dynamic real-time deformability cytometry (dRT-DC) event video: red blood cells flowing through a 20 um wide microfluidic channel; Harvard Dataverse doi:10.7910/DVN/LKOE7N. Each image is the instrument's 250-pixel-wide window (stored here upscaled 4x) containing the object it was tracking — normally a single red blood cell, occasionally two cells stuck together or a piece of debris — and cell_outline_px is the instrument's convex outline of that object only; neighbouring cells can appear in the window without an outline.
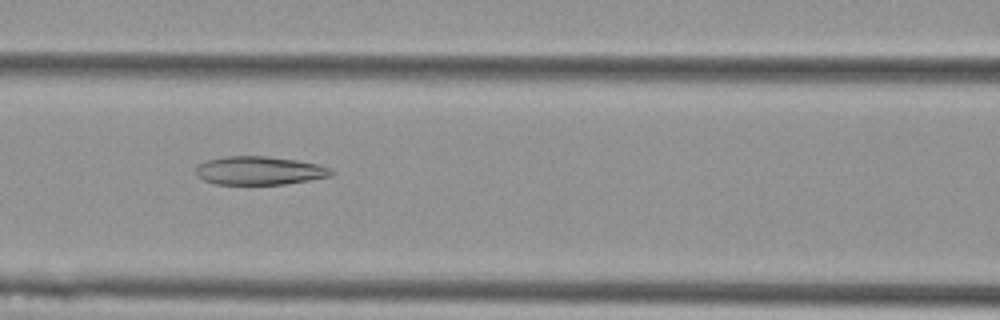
{"species": "Egyptian fruit bat (a non-hibernating species)", "species_latin": "Rousettus aegyptiacus", "temperature_condition": "cold", "stored_images_in_passage": 12, "camera_frame_rate_fps": 3000, "um_per_image_px": 0.085, "animal": {"sex": "female"}, "frame": {"image": 1, "passage_image": 4, "time_ms": 1.0, "image_size_px": [1000, 320], "cell_outline_px": [[336, 172], [332, 176], [284, 184], [216, 184], [204, 180], [196, 176], [196, 164], [208, 160], [224, 156], [268, 156], [296, 160], [316, 164], [332, 168]], "centroid_in_image_um": [22.05, 14.5], "position_along_channel_um": 144.6, "area_um2": 22.54}}
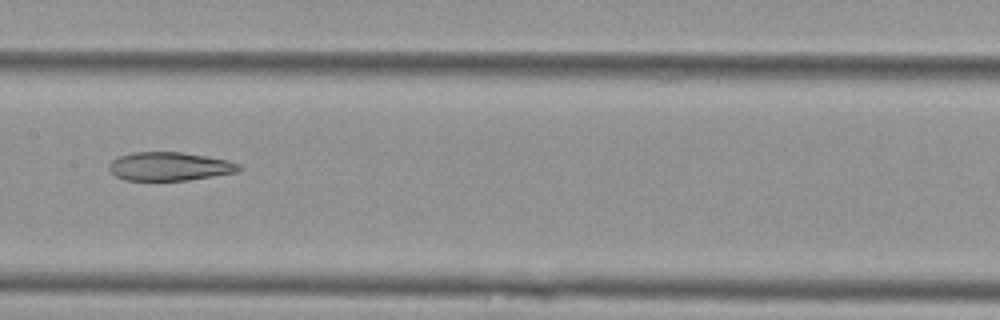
{"frame": {"image": 2, "passage_image": 5, "time_ms": 1.333, "image_size_px": [1000, 320], "cell_outline_px": [[244, 168], [236, 172], [188, 180], [124, 180], [116, 176], [108, 168], [108, 164], [112, 160], [120, 156], [132, 152], [180, 152], [228, 160], [240, 164]], "centroid_in_image_um": [14.41, 14.14], "position_along_channel_um": 193.0, "area_um2": 21.5}}
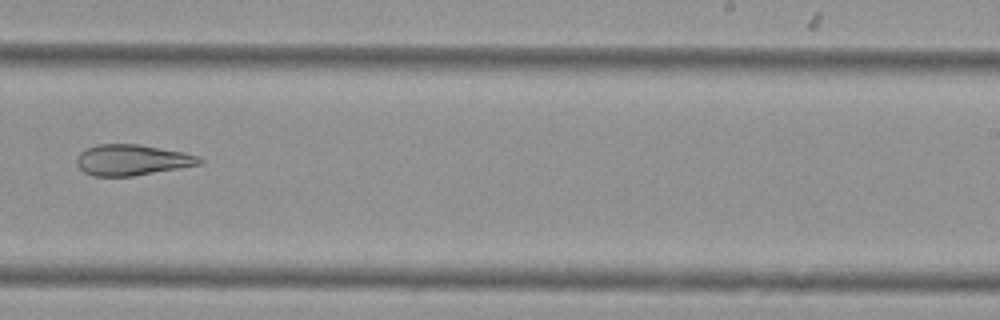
{"frame": {"image": 3, "passage_image": 7, "time_ms": 2.0, "image_size_px": [1000, 320], "cell_outline_px": [[204, 160], [200, 164], [132, 176], [92, 176], [84, 172], [76, 164], [76, 160], [80, 152], [96, 144], [140, 144], [184, 152], [200, 156]], "centroid_in_image_um": [11.22, 13.59], "position_along_channel_um": 277.8, "area_um2": 22.02}}